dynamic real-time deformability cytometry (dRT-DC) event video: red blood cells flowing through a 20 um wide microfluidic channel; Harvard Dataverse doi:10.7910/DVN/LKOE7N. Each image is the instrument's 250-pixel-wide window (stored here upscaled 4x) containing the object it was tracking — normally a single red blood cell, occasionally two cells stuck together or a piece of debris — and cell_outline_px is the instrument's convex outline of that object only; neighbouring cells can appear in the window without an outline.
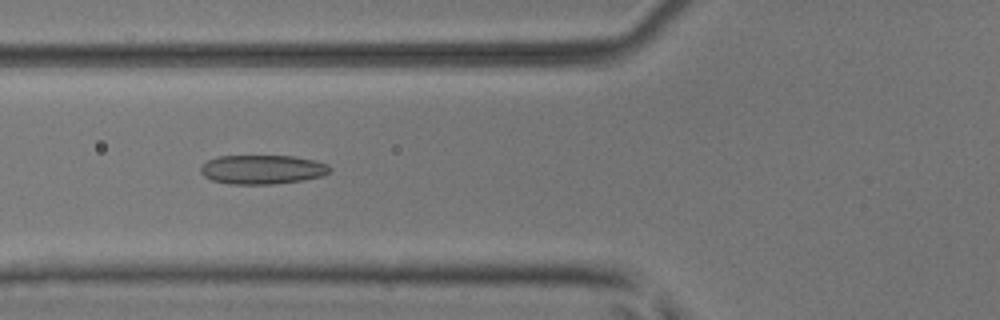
{"species": "common noctule bat (a hibernating species)", "species_latin": "Nyctalus noctula", "temperature_condition": "room temperature", "stored_images_in_passage": 39, "camera_frame_rate_fps": 3000, "um_per_image_px": 0.085, "animal": {"sex": "male", "body_mass_g": 17.9, "forearm_length_mm": 54.2}, "frame": {"image": 1, "passage_image": 7, "time_ms": 2.0, "image_size_px": [1000, 320], "cell_outline_px": [[332, 168], [328, 172], [320, 176], [304, 180], [272, 184], [232, 184], [212, 180], [204, 176], [200, 172], [200, 168], [208, 160], [216, 156], [292, 156], [312, 160], [328, 164]], "centroid_in_image_um": [22.28, 14.4], "position_along_channel_um": 103.5, "area_um2": 21.79}}
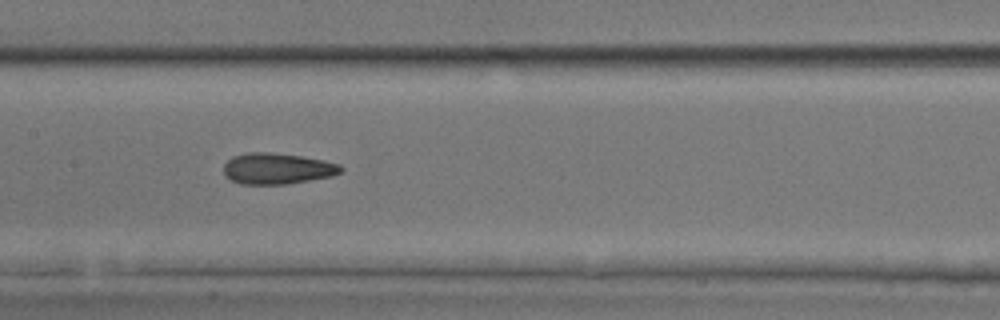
{"frame": {"image": 2, "passage_image": 13, "time_ms": 4.0, "image_size_px": [1000, 320], "cell_outline_px": [[344, 168], [340, 172], [332, 176], [288, 184], [240, 184], [224, 176], [224, 164], [232, 156], [248, 152], [268, 152], [300, 156], [340, 164]], "centroid_in_image_um": [23.53, 14.33], "position_along_channel_um": 183.9, "area_um2": 21.15}}
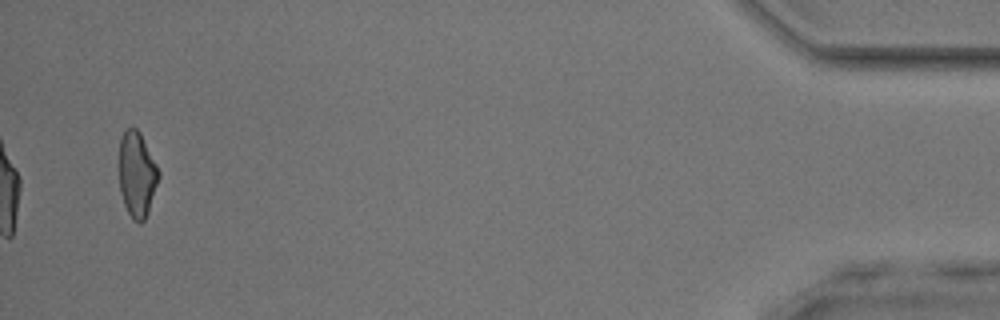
{"frame": {"image": 3, "passage_image": 37, "time_ms": 12.0, "image_size_px": [1000, 320], "cell_outline_px": [[160, 176], [148, 212], [144, 220], [140, 224], [132, 220], [124, 204], [120, 192], [116, 164], [120, 136], [124, 128], [132, 124], [140, 132], [160, 172]], "centroid_in_image_um": [11.57, 14.76], "position_along_channel_um": 423.6, "area_um2": 20.63}, "authors_computed_cell_mechanics": {"area_um2": 20.6346, "velocity_mm_per_s": 4.0156, "shape_relaxation_time_tau1_ms": 10.3603, "shape_relaxation_time_tau2_ms": 2.6997, "deformation_change_tau1": 0.2084, "deformation_change_tau2": 0.1119}}